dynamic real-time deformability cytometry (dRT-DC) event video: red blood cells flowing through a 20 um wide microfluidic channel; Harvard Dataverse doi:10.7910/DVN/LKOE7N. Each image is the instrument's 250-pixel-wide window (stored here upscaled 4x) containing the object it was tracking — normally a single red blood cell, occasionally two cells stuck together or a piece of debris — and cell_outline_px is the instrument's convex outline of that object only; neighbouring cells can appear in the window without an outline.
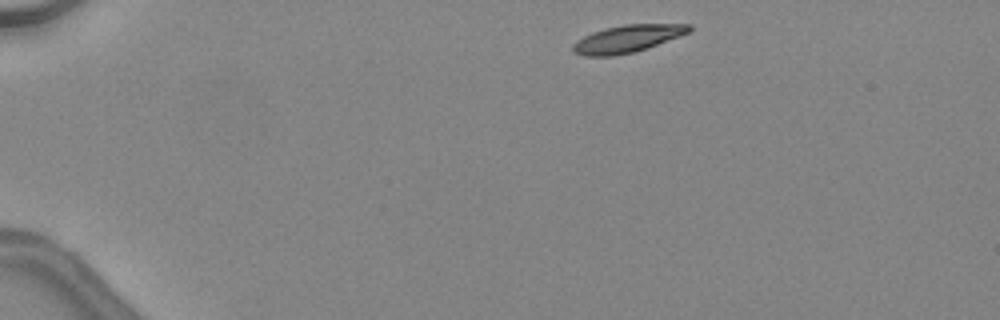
{"species": "common noctule bat (a hibernating species)", "species_latin": "Nyctalus noctula", "temperature_condition": "warm", "stored_images_in_passage": 5, "camera_frame_rate_fps": 3000, "um_per_image_px": 0.085, "animal": {"sex": "female", "body_mass_g": 24.6, "forearm_length_mm": 56.2}, "frame": {"image": 1, "passage_image": 2, "time_ms": 0.333, "image_size_px": [1000, 320], "cell_outline_px": [[692, 28], [688, 32], [680, 36], [632, 52], [612, 56], [584, 56], [576, 52], [572, 48], [572, 44], [576, 40], [592, 32], [604, 28], [624, 24], [692, 24]], "centroid_in_image_um": [53.29, 3.28], "position_along_channel_um": 31.7, "area_um2": 18.26}}